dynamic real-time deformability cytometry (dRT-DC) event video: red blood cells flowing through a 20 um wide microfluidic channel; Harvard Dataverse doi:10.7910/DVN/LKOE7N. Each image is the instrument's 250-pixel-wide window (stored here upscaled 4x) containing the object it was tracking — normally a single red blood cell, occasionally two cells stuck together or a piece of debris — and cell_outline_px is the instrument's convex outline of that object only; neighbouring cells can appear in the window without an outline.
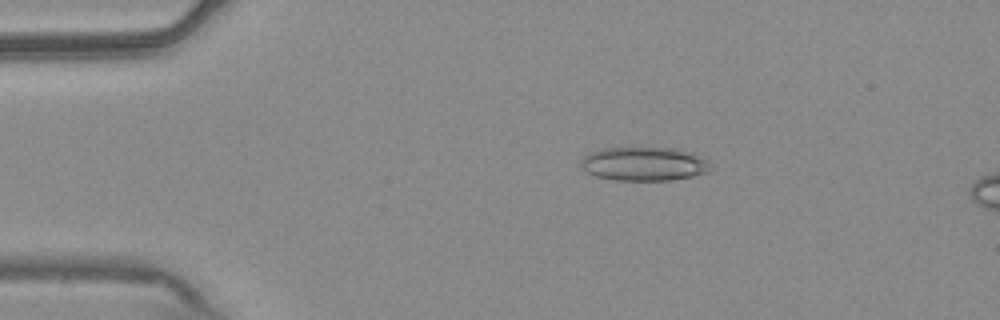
{"species": "common noctule bat (a hibernating species)", "species_latin": "Nyctalus noctula", "temperature_condition": "warm", "stored_images_in_passage": 56, "segment_of_instrument_passage": [1, 2], "camera_frame_rate_fps": 3000, "um_per_image_px": 0.085, "animal": {"sex": "male", "body_mass_g": 20.4}, "frame": {"image": 1, "passage_image": 11, "time_ms": 3.333, "image_size_px": [1000, 320], "cell_outline_px": [[708, 172], [692, 176], [672, 180], [616, 180], [596, 176], [588, 172], [580, 164], [580, 160], [588, 152], [600, 148], [672, 148], [692, 152], [708, 160]], "centroid_in_image_um": [54.72, 13.92], "position_along_channel_um": 30.3, "area_um2": 25.43}}
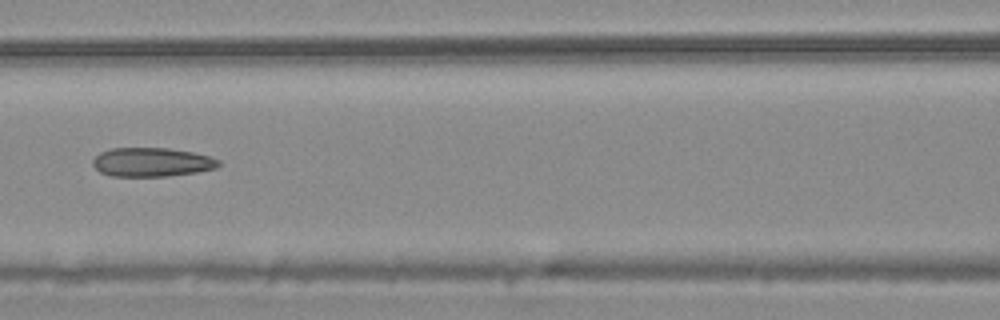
{"frame": {"image": 2, "passage_image": 25, "time_ms": 8.0, "image_size_px": [1000, 320], "cell_outline_px": [[220, 164], [216, 168], [196, 172], [168, 176], [112, 176], [100, 172], [92, 164], [92, 160], [100, 152], [112, 148], [168, 148], [192, 152], [208, 156], [220, 160]], "centroid_in_image_um": [12.89, 13.78], "position_along_channel_um": 153.7, "area_um2": 21.15}}
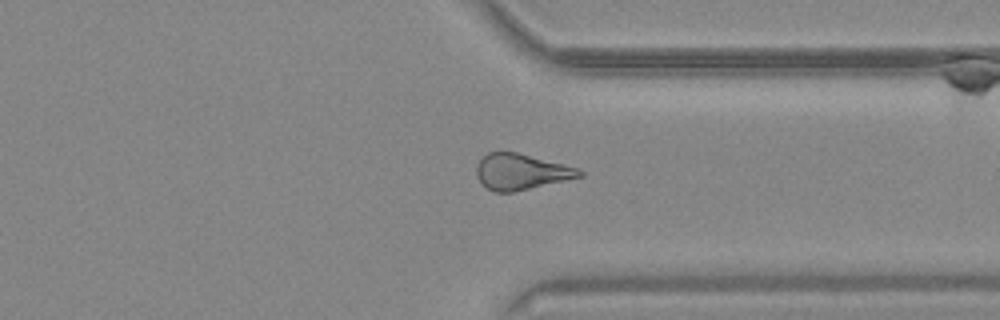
{"frame": {"image": 3, "passage_image": 42, "time_ms": 13.667, "image_size_px": [1000, 320], "cell_outline_px": [[584, 176], [512, 192], [492, 192], [476, 176], [476, 164], [488, 152], [516, 152], [576, 168], [584, 172]], "centroid_in_image_um": [44.26, 14.6], "position_along_channel_um": 367.1, "area_um2": 21.1}}